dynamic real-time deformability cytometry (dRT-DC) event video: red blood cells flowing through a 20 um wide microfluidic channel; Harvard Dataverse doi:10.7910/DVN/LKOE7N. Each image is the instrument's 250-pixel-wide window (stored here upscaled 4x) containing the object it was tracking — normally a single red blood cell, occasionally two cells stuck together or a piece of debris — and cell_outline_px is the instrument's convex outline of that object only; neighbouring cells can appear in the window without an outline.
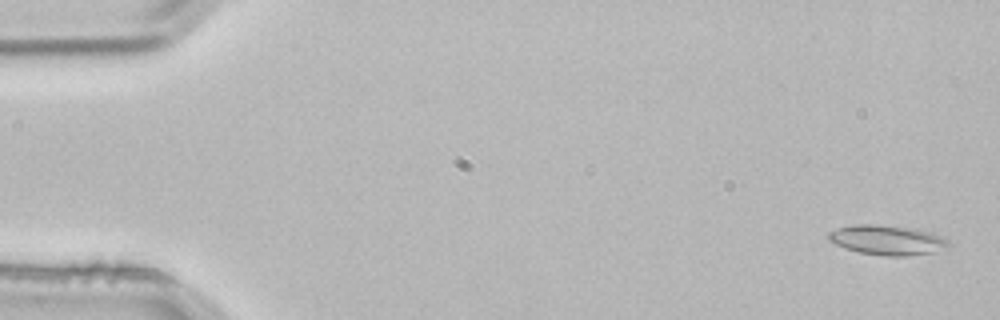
{"species": "common noctule bat (a hibernating species)", "species_latin": "Nyctalus noctula", "temperature_condition": "room temperature", "stored_images_in_passage": 4, "camera_frame_rate_fps": 3000, "um_per_image_px": 0.085, "animal": {"sex": "male", "body_mass_g": 21.5, "forearm_length_mm": 52.0}, "frame": {"image": 1, "passage_image": 1, "time_ms": 0.0, "image_size_px": [1000, 320], "cell_outline_px": [[952, 244], [948, 248], [932, 252], [908, 256], [884, 256], [860, 252], [844, 248], [828, 240], [828, 232], [852, 224], [876, 224], [904, 228], [928, 232], [940, 236], [948, 240]], "centroid_in_image_um": [75.4, 20.42], "position_along_channel_um": 9.6, "area_um2": 20.58}}
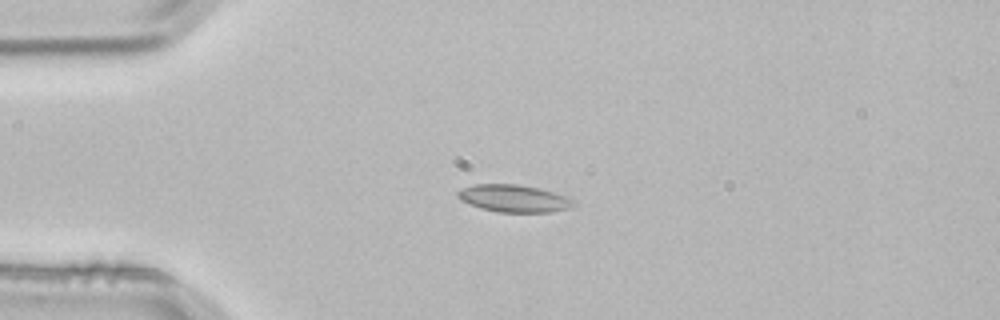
{"frame": {"image": 2, "passage_image": 3, "time_ms": 0.667, "image_size_px": [1000, 320], "cell_outline_px": [[576, 204], [568, 208], [552, 212], [496, 212], [480, 208], [460, 200], [456, 196], [456, 192], [464, 188], [476, 184], [516, 184], [540, 188], [564, 196], [572, 200]], "centroid_in_image_um": [43.64, 16.87], "position_along_channel_um": 41.4, "area_um2": 18.32}}
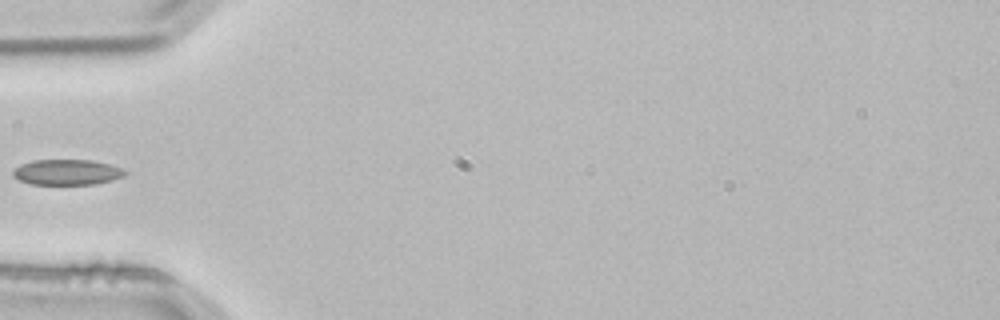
{"frame": {"image": 3, "passage_image": 4, "time_ms": 1.0, "image_size_px": [1000, 320], "cell_outline_px": [[128, 172], [124, 176], [112, 180], [92, 184], [32, 184], [20, 180], [12, 176], [12, 168], [20, 164], [32, 160], [92, 160], [108, 164], [120, 168]], "centroid_in_image_um": [5.64, 14.63], "position_along_channel_um": 79.4, "area_um2": 16.65}}